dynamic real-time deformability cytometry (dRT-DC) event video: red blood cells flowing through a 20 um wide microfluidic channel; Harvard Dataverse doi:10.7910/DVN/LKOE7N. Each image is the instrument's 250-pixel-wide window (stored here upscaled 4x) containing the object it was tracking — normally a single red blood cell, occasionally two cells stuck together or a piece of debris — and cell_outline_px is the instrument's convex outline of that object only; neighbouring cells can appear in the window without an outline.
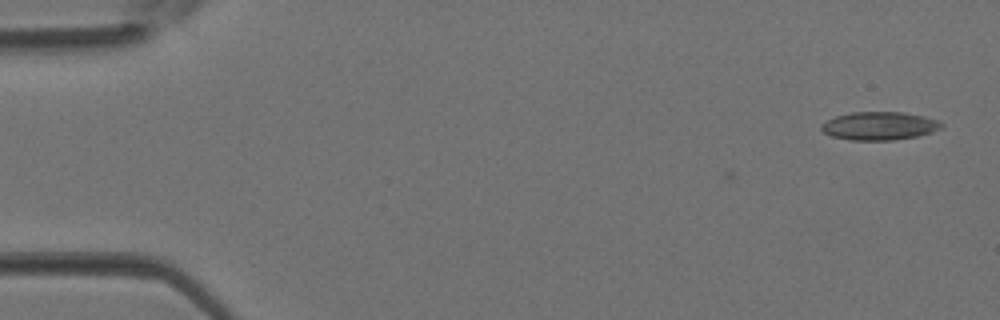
{"species": "Egyptian fruit bat (a non-hibernating species)", "species_latin": "Rousettus aegyptiacus", "temperature_condition": "room temperature", "stored_images_in_passage": 5, "camera_frame_rate_fps": 3000, "um_per_image_px": 0.085, "animal": {"sex": "female"}, "frame": {"image": 1, "passage_image": 1, "time_ms": 0.0, "image_size_px": [1000, 320], "cell_outline_px": [[944, 124], [940, 128], [932, 132], [916, 136], [892, 140], [852, 140], [832, 136], [824, 132], [820, 128], [820, 124], [836, 116], [852, 112], [904, 112], [924, 116], [936, 120]], "centroid_in_image_um": [74.73, 10.69], "position_along_channel_um": 10.3, "area_um2": 19.59}}
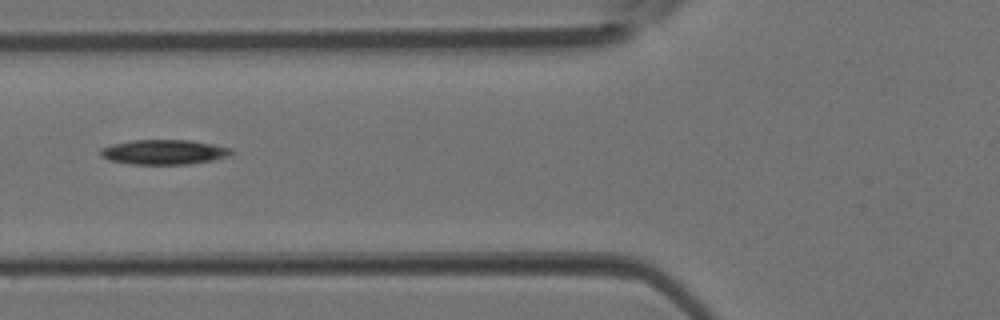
{"frame": {"image": 2, "passage_image": 5, "time_ms": 1.333, "image_size_px": [1000, 320], "cell_outline_px": [[232, 152], [228, 156], [212, 160], [188, 164], [128, 164], [108, 160], [100, 156], [100, 152], [104, 148], [112, 144], [132, 140], [188, 140], [212, 144], [232, 148]], "centroid_in_image_um": [13.91, 12.93], "position_along_channel_um": 111.9, "area_um2": 18.79}}